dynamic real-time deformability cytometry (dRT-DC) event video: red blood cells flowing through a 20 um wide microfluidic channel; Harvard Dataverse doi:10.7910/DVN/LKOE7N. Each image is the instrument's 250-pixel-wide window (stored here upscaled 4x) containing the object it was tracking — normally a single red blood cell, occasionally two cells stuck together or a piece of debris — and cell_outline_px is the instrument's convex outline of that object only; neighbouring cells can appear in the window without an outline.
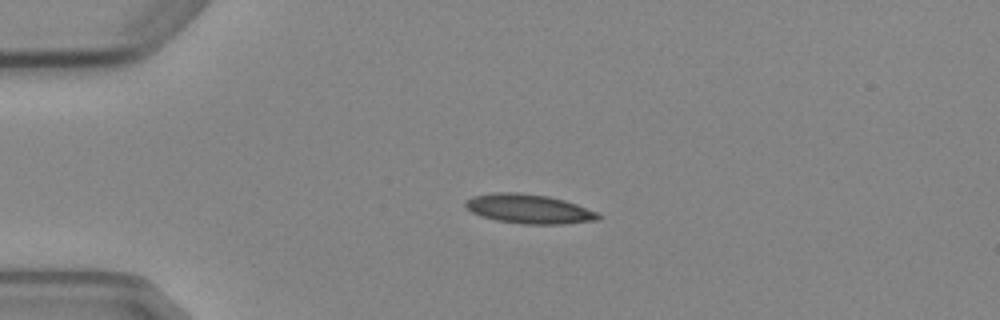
{"species": "Egyptian fruit bat (a non-hibernating species)", "species_latin": "Rousettus aegyptiacus", "temperature_condition": "cold", "stored_images_in_passage": 3, "camera_frame_rate_fps": 3000, "um_per_image_px": 0.085, "animal": {"sex": "female"}, "frame": {"image": 1, "passage_image": 2, "time_ms": 1.333, "image_size_px": [1000, 320], "cell_outline_px": [[604, 216], [600, 220], [564, 224], [524, 224], [496, 220], [480, 216], [472, 212], [464, 204], [472, 196], [496, 192], [516, 192], [548, 196], [564, 200], [576, 204], [596, 212]], "centroid_in_image_um": [44.99, 17.76], "position_along_channel_um": 40.0, "area_um2": 22.66}}